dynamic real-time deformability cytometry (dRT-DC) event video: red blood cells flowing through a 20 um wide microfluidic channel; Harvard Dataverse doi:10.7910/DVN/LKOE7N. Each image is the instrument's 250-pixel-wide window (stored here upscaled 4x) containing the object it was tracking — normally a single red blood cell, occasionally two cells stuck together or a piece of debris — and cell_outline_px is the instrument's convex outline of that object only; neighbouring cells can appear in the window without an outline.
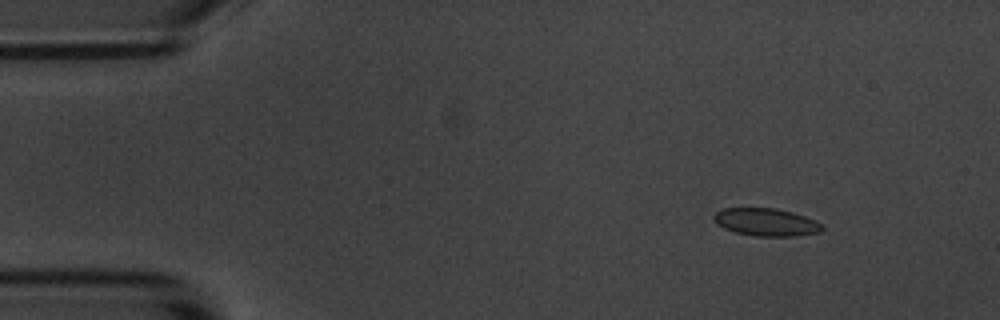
{"species": "common noctule bat (a hibernating species)", "species_latin": "Nyctalus noctula", "temperature_condition": "room temperature", "stored_images_in_passage": 5, "camera_frame_rate_fps": 3000, "um_per_image_px": 0.085, "animal": {"sex": "male", "body_mass_g": 20.1, "forearm_length_mm": 53.5}, "frame": {"image": 1, "passage_image": 2, "time_ms": 1.333, "image_size_px": [1000, 320], "cell_outline_px": [[824, 228], [820, 232], [796, 236], [752, 236], [736, 232], [724, 228], [716, 224], [712, 216], [716, 212], [724, 208], [776, 208], [792, 212], [816, 220]], "centroid_in_image_um": [65.11, 18.88], "position_along_channel_um": 19.9, "area_um2": 17.51}}
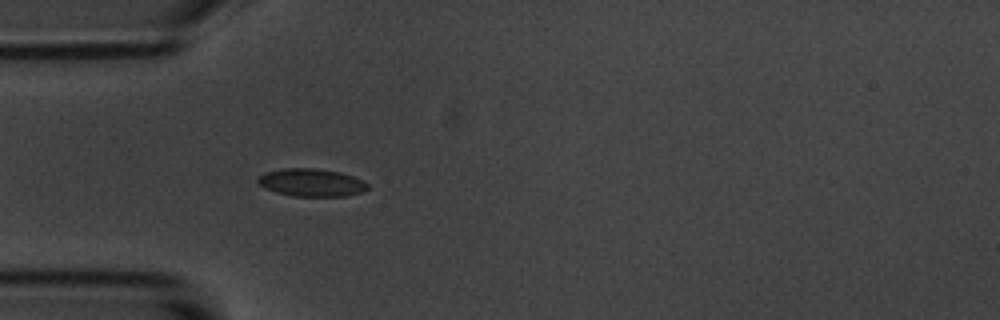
{"frame": {"image": 2, "passage_image": 5, "time_ms": 4.667, "image_size_px": [1000, 320], "cell_outline_px": [[368, 188], [360, 192], [344, 196], [292, 196], [276, 192], [264, 188], [256, 180], [264, 172], [284, 168], [316, 168], [340, 172], [352, 176], [368, 184]], "centroid_in_image_um": [26.43, 15.51], "position_along_channel_um": 58.6, "area_um2": 17.63}}